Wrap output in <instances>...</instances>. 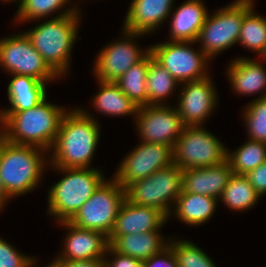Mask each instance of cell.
Listing matches in <instances>:
<instances>
[{
	"label": "cell",
	"instance_id": "cell-1",
	"mask_svg": "<svg viewBox=\"0 0 266 267\" xmlns=\"http://www.w3.org/2000/svg\"><path fill=\"white\" fill-rule=\"evenodd\" d=\"M97 118L84 107H69L49 151V166L92 168L101 136V126Z\"/></svg>",
	"mask_w": 266,
	"mask_h": 267
},
{
	"label": "cell",
	"instance_id": "cell-2",
	"mask_svg": "<svg viewBox=\"0 0 266 267\" xmlns=\"http://www.w3.org/2000/svg\"><path fill=\"white\" fill-rule=\"evenodd\" d=\"M48 99L20 112H0V135L10 143L36 146L49 152L68 109Z\"/></svg>",
	"mask_w": 266,
	"mask_h": 267
},
{
	"label": "cell",
	"instance_id": "cell-3",
	"mask_svg": "<svg viewBox=\"0 0 266 267\" xmlns=\"http://www.w3.org/2000/svg\"><path fill=\"white\" fill-rule=\"evenodd\" d=\"M49 152L10 143L0 135V179L12 200L39 188L49 167Z\"/></svg>",
	"mask_w": 266,
	"mask_h": 267
},
{
	"label": "cell",
	"instance_id": "cell-4",
	"mask_svg": "<svg viewBox=\"0 0 266 267\" xmlns=\"http://www.w3.org/2000/svg\"><path fill=\"white\" fill-rule=\"evenodd\" d=\"M82 15L78 10L61 17L44 19L32 29L23 31L49 67L62 79L71 72L74 44L76 39L81 40L78 30Z\"/></svg>",
	"mask_w": 266,
	"mask_h": 267
},
{
	"label": "cell",
	"instance_id": "cell-5",
	"mask_svg": "<svg viewBox=\"0 0 266 267\" xmlns=\"http://www.w3.org/2000/svg\"><path fill=\"white\" fill-rule=\"evenodd\" d=\"M62 174L57 183L48 188L47 215L57 222L69 221L79 208L107 179L100 168H62L49 166Z\"/></svg>",
	"mask_w": 266,
	"mask_h": 267
},
{
	"label": "cell",
	"instance_id": "cell-6",
	"mask_svg": "<svg viewBox=\"0 0 266 267\" xmlns=\"http://www.w3.org/2000/svg\"><path fill=\"white\" fill-rule=\"evenodd\" d=\"M254 1L234 0L208 14L195 42L211 60L238 43L243 17Z\"/></svg>",
	"mask_w": 266,
	"mask_h": 267
},
{
	"label": "cell",
	"instance_id": "cell-7",
	"mask_svg": "<svg viewBox=\"0 0 266 267\" xmlns=\"http://www.w3.org/2000/svg\"><path fill=\"white\" fill-rule=\"evenodd\" d=\"M182 174L183 170L175 164L157 170L129 184L125 188L126 199L132 204L156 208L169 217L183 191Z\"/></svg>",
	"mask_w": 266,
	"mask_h": 267
},
{
	"label": "cell",
	"instance_id": "cell-8",
	"mask_svg": "<svg viewBox=\"0 0 266 267\" xmlns=\"http://www.w3.org/2000/svg\"><path fill=\"white\" fill-rule=\"evenodd\" d=\"M226 156V145L204 126H185L173 147V164L182 170L217 165Z\"/></svg>",
	"mask_w": 266,
	"mask_h": 267
},
{
	"label": "cell",
	"instance_id": "cell-9",
	"mask_svg": "<svg viewBox=\"0 0 266 267\" xmlns=\"http://www.w3.org/2000/svg\"><path fill=\"white\" fill-rule=\"evenodd\" d=\"M125 199V189L113 177L106 179L69 222L79 228L101 232L108 237Z\"/></svg>",
	"mask_w": 266,
	"mask_h": 267
},
{
	"label": "cell",
	"instance_id": "cell-10",
	"mask_svg": "<svg viewBox=\"0 0 266 267\" xmlns=\"http://www.w3.org/2000/svg\"><path fill=\"white\" fill-rule=\"evenodd\" d=\"M192 41H163L150 46L154 59L179 83L204 79L209 74L211 59ZM200 49V50H199Z\"/></svg>",
	"mask_w": 266,
	"mask_h": 267
},
{
	"label": "cell",
	"instance_id": "cell-11",
	"mask_svg": "<svg viewBox=\"0 0 266 267\" xmlns=\"http://www.w3.org/2000/svg\"><path fill=\"white\" fill-rule=\"evenodd\" d=\"M0 67L9 75H27L48 84L61 80L22 31L0 38Z\"/></svg>",
	"mask_w": 266,
	"mask_h": 267
},
{
	"label": "cell",
	"instance_id": "cell-12",
	"mask_svg": "<svg viewBox=\"0 0 266 267\" xmlns=\"http://www.w3.org/2000/svg\"><path fill=\"white\" fill-rule=\"evenodd\" d=\"M120 35H122L120 39L106 43L96 54L92 67L96 80L117 81L130 67L150 52V45L144 50L138 45L139 42H136L145 34L129 32L122 28Z\"/></svg>",
	"mask_w": 266,
	"mask_h": 267
},
{
	"label": "cell",
	"instance_id": "cell-13",
	"mask_svg": "<svg viewBox=\"0 0 266 267\" xmlns=\"http://www.w3.org/2000/svg\"><path fill=\"white\" fill-rule=\"evenodd\" d=\"M173 164V148L169 145L140 141L121 160L113 177L124 189L134 181Z\"/></svg>",
	"mask_w": 266,
	"mask_h": 267
},
{
	"label": "cell",
	"instance_id": "cell-14",
	"mask_svg": "<svg viewBox=\"0 0 266 267\" xmlns=\"http://www.w3.org/2000/svg\"><path fill=\"white\" fill-rule=\"evenodd\" d=\"M140 141L174 147L185 125L175 105H146L133 119Z\"/></svg>",
	"mask_w": 266,
	"mask_h": 267
},
{
	"label": "cell",
	"instance_id": "cell-15",
	"mask_svg": "<svg viewBox=\"0 0 266 267\" xmlns=\"http://www.w3.org/2000/svg\"><path fill=\"white\" fill-rule=\"evenodd\" d=\"M179 88L175 107L183 124L185 126H204L219 105L212 75L201 80L182 83Z\"/></svg>",
	"mask_w": 266,
	"mask_h": 267
},
{
	"label": "cell",
	"instance_id": "cell-16",
	"mask_svg": "<svg viewBox=\"0 0 266 267\" xmlns=\"http://www.w3.org/2000/svg\"><path fill=\"white\" fill-rule=\"evenodd\" d=\"M67 232L62 243V252L57 260L104 259L109 246L108 237L98 231L83 229L69 221L57 222Z\"/></svg>",
	"mask_w": 266,
	"mask_h": 267
},
{
	"label": "cell",
	"instance_id": "cell-17",
	"mask_svg": "<svg viewBox=\"0 0 266 267\" xmlns=\"http://www.w3.org/2000/svg\"><path fill=\"white\" fill-rule=\"evenodd\" d=\"M176 0H132L124 16L123 29L140 34L157 33L167 22ZM161 26V27H160Z\"/></svg>",
	"mask_w": 266,
	"mask_h": 267
},
{
	"label": "cell",
	"instance_id": "cell-18",
	"mask_svg": "<svg viewBox=\"0 0 266 267\" xmlns=\"http://www.w3.org/2000/svg\"><path fill=\"white\" fill-rule=\"evenodd\" d=\"M227 65L225 73L231 91L243 96L259 95L255 99L266 98V66L262 61L238 56Z\"/></svg>",
	"mask_w": 266,
	"mask_h": 267
},
{
	"label": "cell",
	"instance_id": "cell-19",
	"mask_svg": "<svg viewBox=\"0 0 266 267\" xmlns=\"http://www.w3.org/2000/svg\"><path fill=\"white\" fill-rule=\"evenodd\" d=\"M168 217L160 210L132 204L127 199L122 203L110 235H127L161 230Z\"/></svg>",
	"mask_w": 266,
	"mask_h": 267
},
{
	"label": "cell",
	"instance_id": "cell-20",
	"mask_svg": "<svg viewBox=\"0 0 266 267\" xmlns=\"http://www.w3.org/2000/svg\"><path fill=\"white\" fill-rule=\"evenodd\" d=\"M233 172L227 159L220 164L185 169L182 174L183 191L220 198Z\"/></svg>",
	"mask_w": 266,
	"mask_h": 267
},
{
	"label": "cell",
	"instance_id": "cell-21",
	"mask_svg": "<svg viewBox=\"0 0 266 267\" xmlns=\"http://www.w3.org/2000/svg\"><path fill=\"white\" fill-rule=\"evenodd\" d=\"M169 15L168 41L195 42L209 14L202 0H185Z\"/></svg>",
	"mask_w": 266,
	"mask_h": 267
},
{
	"label": "cell",
	"instance_id": "cell-22",
	"mask_svg": "<svg viewBox=\"0 0 266 267\" xmlns=\"http://www.w3.org/2000/svg\"><path fill=\"white\" fill-rule=\"evenodd\" d=\"M170 237L162 230L127 235H109V246L117 253L127 255L139 261H146L168 247Z\"/></svg>",
	"mask_w": 266,
	"mask_h": 267
},
{
	"label": "cell",
	"instance_id": "cell-23",
	"mask_svg": "<svg viewBox=\"0 0 266 267\" xmlns=\"http://www.w3.org/2000/svg\"><path fill=\"white\" fill-rule=\"evenodd\" d=\"M10 77L12 79L7 85L9 106L2 108L0 112H20L31 109L48 97V83L27 75L10 74Z\"/></svg>",
	"mask_w": 266,
	"mask_h": 267
},
{
	"label": "cell",
	"instance_id": "cell-24",
	"mask_svg": "<svg viewBox=\"0 0 266 267\" xmlns=\"http://www.w3.org/2000/svg\"><path fill=\"white\" fill-rule=\"evenodd\" d=\"M219 201L215 197L182 192L173 207L168 220L175 218L187 226L206 224L216 212ZM174 216V217H172Z\"/></svg>",
	"mask_w": 266,
	"mask_h": 267
},
{
	"label": "cell",
	"instance_id": "cell-25",
	"mask_svg": "<svg viewBox=\"0 0 266 267\" xmlns=\"http://www.w3.org/2000/svg\"><path fill=\"white\" fill-rule=\"evenodd\" d=\"M98 90L91 99L93 109L96 113L109 117H123L131 115L136 117L138 106L129 99L115 82L97 80Z\"/></svg>",
	"mask_w": 266,
	"mask_h": 267
},
{
	"label": "cell",
	"instance_id": "cell-26",
	"mask_svg": "<svg viewBox=\"0 0 266 267\" xmlns=\"http://www.w3.org/2000/svg\"><path fill=\"white\" fill-rule=\"evenodd\" d=\"M73 3V0H20L13 23L17 22L19 26L34 21L38 23L41 19L57 18L81 10L79 2Z\"/></svg>",
	"mask_w": 266,
	"mask_h": 267
},
{
	"label": "cell",
	"instance_id": "cell-27",
	"mask_svg": "<svg viewBox=\"0 0 266 267\" xmlns=\"http://www.w3.org/2000/svg\"><path fill=\"white\" fill-rule=\"evenodd\" d=\"M261 196L243 174H232L218 201L234 212L251 210Z\"/></svg>",
	"mask_w": 266,
	"mask_h": 267
},
{
	"label": "cell",
	"instance_id": "cell-28",
	"mask_svg": "<svg viewBox=\"0 0 266 267\" xmlns=\"http://www.w3.org/2000/svg\"><path fill=\"white\" fill-rule=\"evenodd\" d=\"M180 84L154 58L149 62L146 91L147 105H169L167 99L173 98V93L179 90Z\"/></svg>",
	"mask_w": 266,
	"mask_h": 267
},
{
	"label": "cell",
	"instance_id": "cell-29",
	"mask_svg": "<svg viewBox=\"0 0 266 267\" xmlns=\"http://www.w3.org/2000/svg\"><path fill=\"white\" fill-rule=\"evenodd\" d=\"M153 58L152 53L149 52L115 81L120 90L138 107L147 105L146 79L148 65Z\"/></svg>",
	"mask_w": 266,
	"mask_h": 267
},
{
	"label": "cell",
	"instance_id": "cell-30",
	"mask_svg": "<svg viewBox=\"0 0 266 267\" xmlns=\"http://www.w3.org/2000/svg\"><path fill=\"white\" fill-rule=\"evenodd\" d=\"M226 159L234 174L245 175L266 161V142L247 138L234 152L227 147Z\"/></svg>",
	"mask_w": 266,
	"mask_h": 267
},
{
	"label": "cell",
	"instance_id": "cell-31",
	"mask_svg": "<svg viewBox=\"0 0 266 267\" xmlns=\"http://www.w3.org/2000/svg\"><path fill=\"white\" fill-rule=\"evenodd\" d=\"M237 44L257 57L266 45V17L256 13L255 5L243 17Z\"/></svg>",
	"mask_w": 266,
	"mask_h": 267
},
{
	"label": "cell",
	"instance_id": "cell-32",
	"mask_svg": "<svg viewBox=\"0 0 266 267\" xmlns=\"http://www.w3.org/2000/svg\"><path fill=\"white\" fill-rule=\"evenodd\" d=\"M168 246L176 258L178 267H217L213 259L190 240L170 236Z\"/></svg>",
	"mask_w": 266,
	"mask_h": 267
},
{
	"label": "cell",
	"instance_id": "cell-33",
	"mask_svg": "<svg viewBox=\"0 0 266 267\" xmlns=\"http://www.w3.org/2000/svg\"><path fill=\"white\" fill-rule=\"evenodd\" d=\"M241 113L247 138L266 142V98L251 99L244 105Z\"/></svg>",
	"mask_w": 266,
	"mask_h": 267
},
{
	"label": "cell",
	"instance_id": "cell-34",
	"mask_svg": "<svg viewBox=\"0 0 266 267\" xmlns=\"http://www.w3.org/2000/svg\"><path fill=\"white\" fill-rule=\"evenodd\" d=\"M32 257L21 253L12 243L0 237V267H27Z\"/></svg>",
	"mask_w": 266,
	"mask_h": 267
},
{
	"label": "cell",
	"instance_id": "cell-35",
	"mask_svg": "<svg viewBox=\"0 0 266 267\" xmlns=\"http://www.w3.org/2000/svg\"><path fill=\"white\" fill-rule=\"evenodd\" d=\"M245 176L261 198L266 195V161L247 172Z\"/></svg>",
	"mask_w": 266,
	"mask_h": 267
},
{
	"label": "cell",
	"instance_id": "cell-36",
	"mask_svg": "<svg viewBox=\"0 0 266 267\" xmlns=\"http://www.w3.org/2000/svg\"><path fill=\"white\" fill-rule=\"evenodd\" d=\"M103 262L104 267H135L139 260L117 253L108 246Z\"/></svg>",
	"mask_w": 266,
	"mask_h": 267
},
{
	"label": "cell",
	"instance_id": "cell-37",
	"mask_svg": "<svg viewBox=\"0 0 266 267\" xmlns=\"http://www.w3.org/2000/svg\"><path fill=\"white\" fill-rule=\"evenodd\" d=\"M145 262L146 267H178L176 258L169 246Z\"/></svg>",
	"mask_w": 266,
	"mask_h": 267
},
{
	"label": "cell",
	"instance_id": "cell-38",
	"mask_svg": "<svg viewBox=\"0 0 266 267\" xmlns=\"http://www.w3.org/2000/svg\"><path fill=\"white\" fill-rule=\"evenodd\" d=\"M63 267H104L103 259L59 260Z\"/></svg>",
	"mask_w": 266,
	"mask_h": 267
},
{
	"label": "cell",
	"instance_id": "cell-39",
	"mask_svg": "<svg viewBox=\"0 0 266 267\" xmlns=\"http://www.w3.org/2000/svg\"><path fill=\"white\" fill-rule=\"evenodd\" d=\"M10 200L11 199L6 194L5 189L0 179V214L4 210V207L6 208V205L10 202Z\"/></svg>",
	"mask_w": 266,
	"mask_h": 267
},
{
	"label": "cell",
	"instance_id": "cell-40",
	"mask_svg": "<svg viewBox=\"0 0 266 267\" xmlns=\"http://www.w3.org/2000/svg\"><path fill=\"white\" fill-rule=\"evenodd\" d=\"M37 259H38V257L33 256V257L31 258V260L28 262L27 267H35L36 264L38 263V262H37ZM47 265H48V266H45V267H63L62 263H61L59 260H57L56 258H53V261H51V262H50L49 264H47Z\"/></svg>",
	"mask_w": 266,
	"mask_h": 267
},
{
	"label": "cell",
	"instance_id": "cell-41",
	"mask_svg": "<svg viewBox=\"0 0 266 267\" xmlns=\"http://www.w3.org/2000/svg\"><path fill=\"white\" fill-rule=\"evenodd\" d=\"M259 60L263 61V63L266 65V45L263 49V51L259 54Z\"/></svg>",
	"mask_w": 266,
	"mask_h": 267
},
{
	"label": "cell",
	"instance_id": "cell-42",
	"mask_svg": "<svg viewBox=\"0 0 266 267\" xmlns=\"http://www.w3.org/2000/svg\"><path fill=\"white\" fill-rule=\"evenodd\" d=\"M1 2H3V3H10V2H13L15 5H18L19 4V2H20V0H0Z\"/></svg>",
	"mask_w": 266,
	"mask_h": 267
},
{
	"label": "cell",
	"instance_id": "cell-43",
	"mask_svg": "<svg viewBox=\"0 0 266 267\" xmlns=\"http://www.w3.org/2000/svg\"><path fill=\"white\" fill-rule=\"evenodd\" d=\"M135 267H146V262L145 261H139Z\"/></svg>",
	"mask_w": 266,
	"mask_h": 267
}]
</instances>
